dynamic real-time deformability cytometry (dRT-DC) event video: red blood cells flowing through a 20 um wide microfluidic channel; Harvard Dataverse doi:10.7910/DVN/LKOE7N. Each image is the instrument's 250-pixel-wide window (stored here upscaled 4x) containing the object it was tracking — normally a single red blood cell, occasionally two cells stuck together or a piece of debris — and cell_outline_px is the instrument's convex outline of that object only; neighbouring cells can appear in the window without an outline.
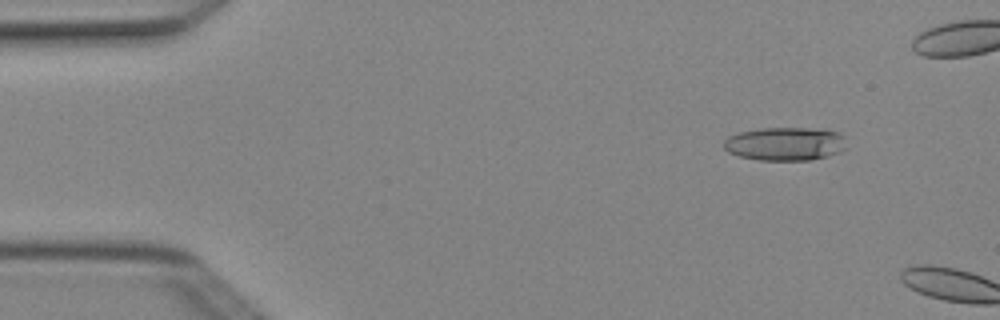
{"species": "Egyptian fruit bat (a non-hibernating species)", "species_latin": "Rousettus aegyptiacus", "temperature_condition": "cold", "stored_images_in_passage": 3, "camera_frame_rate_fps": 3000, "um_per_image_px": 0.085, "animal": {"sex": "female"}, "frame": {"image": 1, "passage_image": 2, "time_ms": 0.333, "image_size_px": [1000, 320], "cell_outline_px": [[848, 148], [840, 152], [828, 156], [812, 160], [760, 160], [740, 156], [728, 152], [724, 148], [724, 140], [728, 136], [740, 132], [760, 128], [824, 128], [840, 132], [844, 136]], "centroid_in_image_um": [66.81, 12.21], "position_along_channel_um": 18.2, "area_um2": 24.33}}